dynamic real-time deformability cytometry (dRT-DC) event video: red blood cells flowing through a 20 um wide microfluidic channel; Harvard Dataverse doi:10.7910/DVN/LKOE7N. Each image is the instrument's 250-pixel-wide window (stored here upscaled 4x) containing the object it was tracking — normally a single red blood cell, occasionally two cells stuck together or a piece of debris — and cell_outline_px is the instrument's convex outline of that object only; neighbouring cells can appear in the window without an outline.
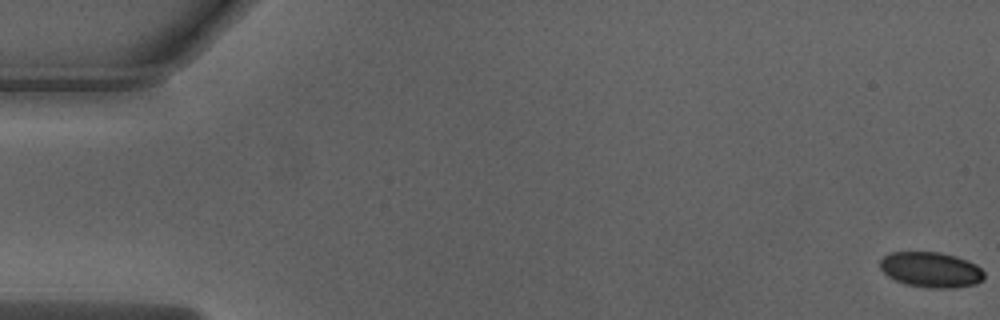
{"species": "Egyptian fruit bat (a non-hibernating species)", "species_latin": "Rousettus aegyptiacus", "temperature_condition": "warm", "stored_images_in_passage": 15, "camera_frame_rate_fps": 3000, "um_per_image_px": 0.085, "animal": {"sex": "male"}, "frame": {"image": 1, "passage_image": 1, "time_ms": 0.0, "image_size_px": [1000, 320], "cell_outline_px": [[984, 280], [976, 284], [952, 288], [932, 288], [908, 284], [896, 280], [888, 276], [880, 268], [880, 260], [888, 252], [940, 252], [956, 256], [968, 260], [976, 264], [984, 272]], "centroid_in_image_um": [79.15, 22.91], "position_along_channel_um": 5.8, "area_um2": 21.5}}